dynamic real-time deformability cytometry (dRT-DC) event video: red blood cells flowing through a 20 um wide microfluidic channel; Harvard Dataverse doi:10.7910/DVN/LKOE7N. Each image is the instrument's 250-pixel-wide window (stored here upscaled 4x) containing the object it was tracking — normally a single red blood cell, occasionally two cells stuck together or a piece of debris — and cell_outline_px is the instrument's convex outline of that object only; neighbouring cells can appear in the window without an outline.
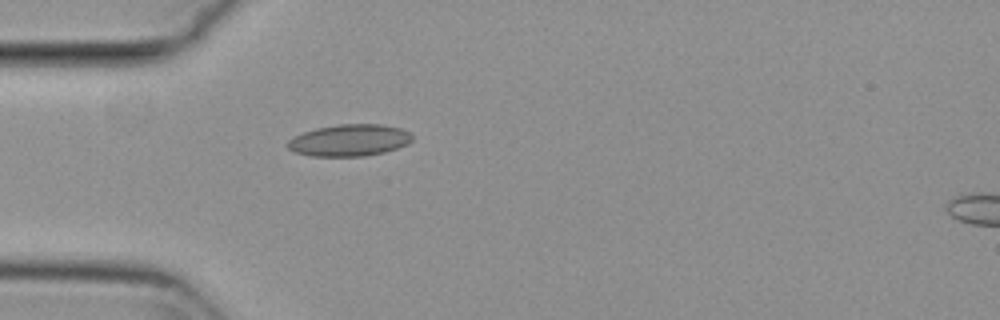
{"species": "common noctule bat (a hibernating species)", "species_latin": "Nyctalus noctula", "temperature_condition": "cold", "stored_images_in_passage": 40, "camera_frame_rate_fps": 3000, "um_per_image_px": 0.085, "animal": {"sex": "female", "body_mass_g": 29.2, "forearm_length_mm": 56.3}, "frame": {"image": 1, "passage_image": 1, "time_ms": 0.0, "image_size_px": [1000, 320], "cell_outline_px": [[412, 140], [408, 144], [384, 152], [364, 156], [312, 156], [296, 152], [288, 148], [284, 144], [292, 136], [316, 128], [340, 124], [384, 124], [400, 128], [408, 132], [412, 136]], "centroid_in_image_um": [29.67, 11.92], "position_along_channel_um": 55.3, "area_um2": 23.12}}
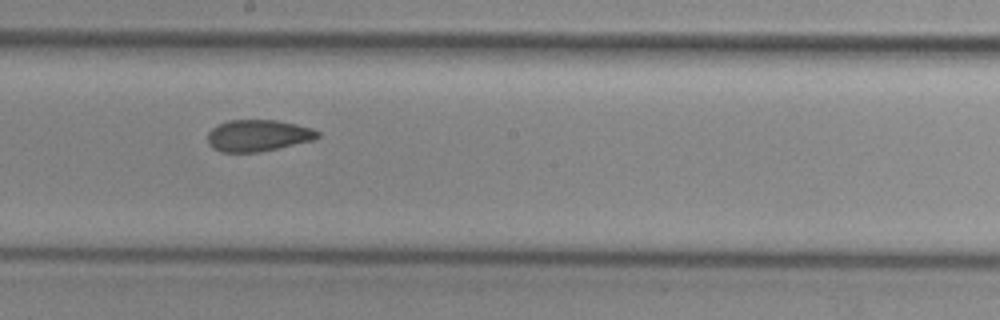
{"frame": {"image": 2, "passage_image": 15, "time_ms": 4.667, "image_size_px": [1000, 320], "cell_outline_px": [[320, 136], [316, 140], [260, 152], [220, 152], [212, 148], [208, 144], [208, 132], [212, 128], [228, 120], [276, 120], [296, 124], [312, 128], [320, 132]], "centroid_in_image_um": [21.96, 11.53], "position_along_channel_um": 226.2, "area_um2": 20.46}}
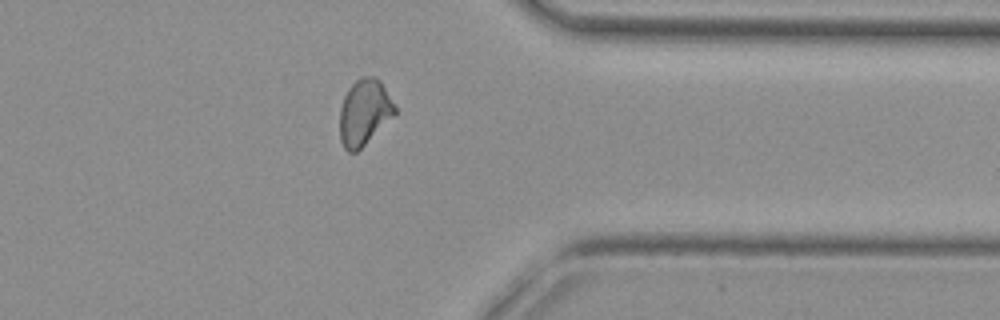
{"frame": {"image": 3, "passage_image": 28, "time_ms": 9.0, "image_size_px": [1000, 320], "cell_outline_px": [[396, 112], [356, 152], [348, 152], [344, 148], [340, 140], [340, 108], [344, 96], [348, 88], [360, 76], [376, 76], [380, 80], [396, 108]], "centroid_in_image_um": [30.93, 9.51], "position_along_channel_um": 380.5, "area_um2": 20.81}}